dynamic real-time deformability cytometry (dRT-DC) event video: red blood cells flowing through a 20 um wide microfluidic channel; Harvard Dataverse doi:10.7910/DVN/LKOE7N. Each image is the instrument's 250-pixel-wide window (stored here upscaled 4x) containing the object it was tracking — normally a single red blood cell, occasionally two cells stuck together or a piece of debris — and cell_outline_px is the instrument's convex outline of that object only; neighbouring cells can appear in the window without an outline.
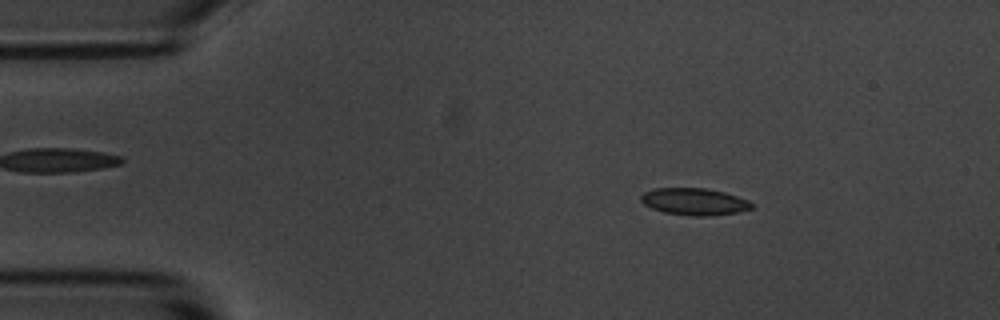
{"species": "common noctule bat (a hibernating species)", "species_latin": "Nyctalus noctula", "temperature_condition": "room temperature", "stored_images_in_passage": 4, "camera_frame_rate_fps": 3000, "um_per_image_px": 0.085, "animal": {"sex": "male", "body_mass_g": 20.1, "forearm_length_mm": 53.5}, "frame": {"image": 1, "passage_image": 2, "time_ms": 1.0, "image_size_px": [1000, 320], "cell_outline_px": [[756, 204], [752, 208], [740, 212], [708, 216], [696, 216], [664, 212], [652, 208], [644, 204], [640, 200], [640, 196], [644, 192], [652, 188], [704, 188], [724, 192], [748, 200]], "centroid_in_image_um": [59.03, 17.13], "position_along_channel_um": 26.0, "area_um2": 17.46}}
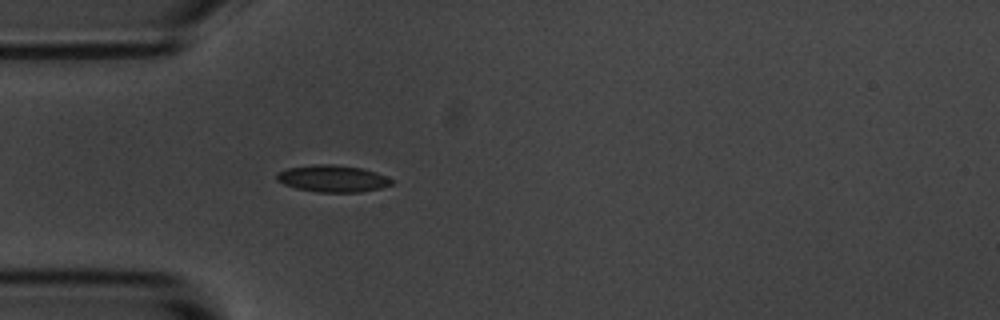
{"frame": {"image": 2, "passage_image": 4, "time_ms": 3.333, "image_size_px": [1000, 320], "cell_outline_px": [[396, 180], [392, 184], [380, 188], [360, 192], [320, 192], [296, 188], [284, 184], [276, 180], [276, 172], [288, 168], [312, 164], [332, 164], [364, 168], [388, 176]], "centroid_in_image_um": [28.3, 15.17], "position_along_channel_um": 56.7, "area_um2": 18.21}}